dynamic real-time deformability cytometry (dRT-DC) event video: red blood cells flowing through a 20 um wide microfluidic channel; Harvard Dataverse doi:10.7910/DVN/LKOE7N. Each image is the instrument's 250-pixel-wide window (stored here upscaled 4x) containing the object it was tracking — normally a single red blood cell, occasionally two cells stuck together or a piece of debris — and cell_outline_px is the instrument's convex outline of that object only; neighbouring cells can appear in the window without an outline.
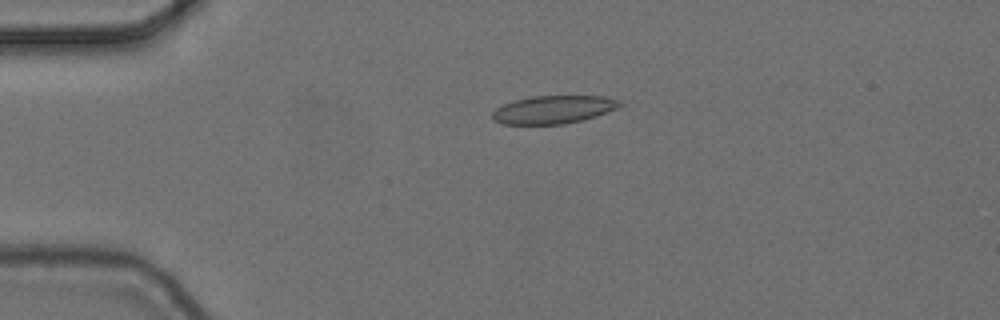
{"species": "common noctule bat (a hibernating species)", "species_latin": "Nyctalus noctula", "temperature_condition": "cold", "stored_images_in_passage": 4, "camera_frame_rate_fps": 3000, "um_per_image_px": 0.085, "animal": {"sex": "female", "body_mass_g": 24.6, "forearm_length_mm": 56.2}, "frame": {"image": 1, "passage_image": 3, "time_ms": 0.667, "image_size_px": [1000, 320], "cell_outline_px": [[624, 104], [616, 108], [596, 116], [564, 124], [500, 124], [492, 120], [492, 112], [496, 108], [504, 104], [516, 100], [532, 96], [604, 96], [620, 100]], "centroid_in_image_um": [47.03, 9.31], "position_along_channel_um": 38.0, "area_um2": 20.75}}